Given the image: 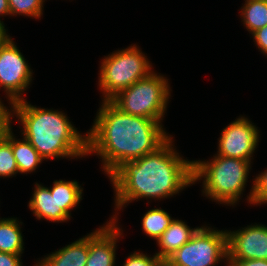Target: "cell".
I'll use <instances>...</instances> for the list:
<instances>
[{"instance_id": "5", "label": "cell", "mask_w": 267, "mask_h": 266, "mask_svg": "<svg viewBox=\"0 0 267 266\" xmlns=\"http://www.w3.org/2000/svg\"><path fill=\"white\" fill-rule=\"evenodd\" d=\"M169 86L168 79L152 72L118 92L109 101L123 113L161 122L171 96Z\"/></svg>"}, {"instance_id": "1", "label": "cell", "mask_w": 267, "mask_h": 266, "mask_svg": "<svg viewBox=\"0 0 267 266\" xmlns=\"http://www.w3.org/2000/svg\"><path fill=\"white\" fill-rule=\"evenodd\" d=\"M94 125L87 132V155L97 154L111 176L123 164L155 152L170 137L157 120L123 113L102 100Z\"/></svg>"}, {"instance_id": "15", "label": "cell", "mask_w": 267, "mask_h": 266, "mask_svg": "<svg viewBox=\"0 0 267 266\" xmlns=\"http://www.w3.org/2000/svg\"><path fill=\"white\" fill-rule=\"evenodd\" d=\"M22 222L16 218H0V252L21 255L24 250Z\"/></svg>"}, {"instance_id": "23", "label": "cell", "mask_w": 267, "mask_h": 266, "mask_svg": "<svg viewBox=\"0 0 267 266\" xmlns=\"http://www.w3.org/2000/svg\"><path fill=\"white\" fill-rule=\"evenodd\" d=\"M163 261L155 254L153 257L140 252L129 255L123 266H159Z\"/></svg>"}, {"instance_id": "18", "label": "cell", "mask_w": 267, "mask_h": 266, "mask_svg": "<svg viewBox=\"0 0 267 266\" xmlns=\"http://www.w3.org/2000/svg\"><path fill=\"white\" fill-rule=\"evenodd\" d=\"M83 188L77 181L56 180V200L58 209H62L71 217V209L77 206L82 200Z\"/></svg>"}, {"instance_id": "30", "label": "cell", "mask_w": 267, "mask_h": 266, "mask_svg": "<svg viewBox=\"0 0 267 266\" xmlns=\"http://www.w3.org/2000/svg\"><path fill=\"white\" fill-rule=\"evenodd\" d=\"M159 266H169L165 261H163Z\"/></svg>"}, {"instance_id": "28", "label": "cell", "mask_w": 267, "mask_h": 266, "mask_svg": "<svg viewBox=\"0 0 267 266\" xmlns=\"http://www.w3.org/2000/svg\"><path fill=\"white\" fill-rule=\"evenodd\" d=\"M10 15L8 0H0V16ZM0 24H4L0 19Z\"/></svg>"}, {"instance_id": "12", "label": "cell", "mask_w": 267, "mask_h": 266, "mask_svg": "<svg viewBox=\"0 0 267 266\" xmlns=\"http://www.w3.org/2000/svg\"><path fill=\"white\" fill-rule=\"evenodd\" d=\"M34 189L28 206L38 220L43 218L51 222H65L70 219L62 209H58L56 180L53 182L52 188L36 183Z\"/></svg>"}, {"instance_id": "8", "label": "cell", "mask_w": 267, "mask_h": 266, "mask_svg": "<svg viewBox=\"0 0 267 266\" xmlns=\"http://www.w3.org/2000/svg\"><path fill=\"white\" fill-rule=\"evenodd\" d=\"M32 70L9 36L0 46V87L4 89L10 105L24 100L21 95L32 81Z\"/></svg>"}, {"instance_id": "16", "label": "cell", "mask_w": 267, "mask_h": 266, "mask_svg": "<svg viewBox=\"0 0 267 266\" xmlns=\"http://www.w3.org/2000/svg\"><path fill=\"white\" fill-rule=\"evenodd\" d=\"M12 151L19 173L27 174L35 171L44 160L27 139L24 137L22 140L16 139L13 132Z\"/></svg>"}, {"instance_id": "13", "label": "cell", "mask_w": 267, "mask_h": 266, "mask_svg": "<svg viewBox=\"0 0 267 266\" xmlns=\"http://www.w3.org/2000/svg\"><path fill=\"white\" fill-rule=\"evenodd\" d=\"M89 234L39 260L41 266H86Z\"/></svg>"}, {"instance_id": "17", "label": "cell", "mask_w": 267, "mask_h": 266, "mask_svg": "<svg viewBox=\"0 0 267 266\" xmlns=\"http://www.w3.org/2000/svg\"><path fill=\"white\" fill-rule=\"evenodd\" d=\"M241 9L243 24L251 34L267 25V0H246Z\"/></svg>"}, {"instance_id": "29", "label": "cell", "mask_w": 267, "mask_h": 266, "mask_svg": "<svg viewBox=\"0 0 267 266\" xmlns=\"http://www.w3.org/2000/svg\"><path fill=\"white\" fill-rule=\"evenodd\" d=\"M5 25L0 24V46L6 41V39L10 36L6 33Z\"/></svg>"}, {"instance_id": "14", "label": "cell", "mask_w": 267, "mask_h": 266, "mask_svg": "<svg viewBox=\"0 0 267 266\" xmlns=\"http://www.w3.org/2000/svg\"><path fill=\"white\" fill-rule=\"evenodd\" d=\"M199 228L200 227L191 229L182 220L173 219L169 227L157 240V245L160 247V251L157 252L156 255L162 261H165L175 251L188 242Z\"/></svg>"}, {"instance_id": "3", "label": "cell", "mask_w": 267, "mask_h": 266, "mask_svg": "<svg viewBox=\"0 0 267 266\" xmlns=\"http://www.w3.org/2000/svg\"><path fill=\"white\" fill-rule=\"evenodd\" d=\"M25 100L11 104L10 117L20 121L23 137L44 160L87 156V134L82 136L64 112L39 108Z\"/></svg>"}, {"instance_id": "22", "label": "cell", "mask_w": 267, "mask_h": 266, "mask_svg": "<svg viewBox=\"0 0 267 266\" xmlns=\"http://www.w3.org/2000/svg\"><path fill=\"white\" fill-rule=\"evenodd\" d=\"M247 200L253 205L267 203V169L256 176Z\"/></svg>"}, {"instance_id": "2", "label": "cell", "mask_w": 267, "mask_h": 266, "mask_svg": "<svg viewBox=\"0 0 267 266\" xmlns=\"http://www.w3.org/2000/svg\"><path fill=\"white\" fill-rule=\"evenodd\" d=\"M172 140L170 137L155 152L123 164L109 177L115 191V210L136 199L172 197L194 184L193 161L183 159Z\"/></svg>"}, {"instance_id": "4", "label": "cell", "mask_w": 267, "mask_h": 266, "mask_svg": "<svg viewBox=\"0 0 267 266\" xmlns=\"http://www.w3.org/2000/svg\"><path fill=\"white\" fill-rule=\"evenodd\" d=\"M213 157L210 161H193V183L203 180L202 192L206 197L234 206L243 194L252 162L220 155Z\"/></svg>"}, {"instance_id": "9", "label": "cell", "mask_w": 267, "mask_h": 266, "mask_svg": "<svg viewBox=\"0 0 267 266\" xmlns=\"http://www.w3.org/2000/svg\"><path fill=\"white\" fill-rule=\"evenodd\" d=\"M259 130L245 116L226 126L219 137L216 155L238 158L251 162L259 142Z\"/></svg>"}, {"instance_id": "7", "label": "cell", "mask_w": 267, "mask_h": 266, "mask_svg": "<svg viewBox=\"0 0 267 266\" xmlns=\"http://www.w3.org/2000/svg\"><path fill=\"white\" fill-rule=\"evenodd\" d=\"M221 259H228L227 230L202 226L165 262L169 266H215Z\"/></svg>"}, {"instance_id": "27", "label": "cell", "mask_w": 267, "mask_h": 266, "mask_svg": "<svg viewBox=\"0 0 267 266\" xmlns=\"http://www.w3.org/2000/svg\"><path fill=\"white\" fill-rule=\"evenodd\" d=\"M228 266H267V260L249 259V260H227Z\"/></svg>"}, {"instance_id": "25", "label": "cell", "mask_w": 267, "mask_h": 266, "mask_svg": "<svg viewBox=\"0 0 267 266\" xmlns=\"http://www.w3.org/2000/svg\"><path fill=\"white\" fill-rule=\"evenodd\" d=\"M21 255L0 252V266H22Z\"/></svg>"}, {"instance_id": "11", "label": "cell", "mask_w": 267, "mask_h": 266, "mask_svg": "<svg viewBox=\"0 0 267 266\" xmlns=\"http://www.w3.org/2000/svg\"><path fill=\"white\" fill-rule=\"evenodd\" d=\"M112 217L106 225L89 234L86 266H115L116 244L122 230L116 225L117 216Z\"/></svg>"}, {"instance_id": "10", "label": "cell", "mask_w": 267, "mask_h": 266, "mask_svg": "<svg viewBox=\"0 0 267 266\" xmlns=\"http://www.w3.org/2000/svg\"><path fill=\"white\" fill-rule=\"evenodd\" d=\"M227 260H267V226L254 224L237 231L227 230Z\"/></svg>"}, {"instance_id": "24", "label": "cell", "mask_w": 267, "mask_h": 266, "mask_svg": "<svg viewBox=\"0 0 267 266\" xmlns=\"http://www.w3.org/2000/svg\"><path fill=\"white\" fill-rule=\"evenodd\" d=\"M256 46L264 55H267V25L252 33Z\"/></svg>"}, {"instance_id": "21", "label": "cell", "mask_w": 267, "mask_h": 266, "mask_svg": "<svg viewBox=\"0 0 267 266\" xmlns=\"http://www.w3.org/2000/svg\"><path fill=\"white\" fill-rule=\"evenodd\" d=\"M45 0H8L10 15H23L40 18Z\"/></svg>"}, {"instance_id": "6", "label": "cell", "mask_w": 267, "mask_h": 266, "mask_svg": "<svg viewBox=\"0 0 267 266\" xmlns=\"http://www.w3.org/2000/svg\"><path fill=\"white\" fill-rule=\"evenodd\" d=\"M148 58L137 45L105 56L100 66L99 88L109 101L121 90L149 76L153 71Z\"/></svg>"}, {"instance_id": "20", "label": "cell", "mask_w": 267, "mask_h": 266, "mask_svg": "<svg viewBox=\"0 0 267 266\" xmlns=\"http://www.w3.org/2000/svg\"><path fill=\"white\" fill-rule=\"evenodd\" d=\"M11 124L4 130L0 137V178L16 175L19 170L12 151Z\"/></svg>"}, {"instance_id": "26", "label": "cell", "mask_w": 267, "mask_h": 266, "mask_svg": "<svg viewBox=\"0 0 267 266\" xmlns=\"http://www.w3.org/2000/svg\"><path fill=\"white\" fill-rule=\"evenodd\" d=\"M10 110L0 100V137L4 130L11 124Z\"/></svg>"}, {"instance_id": "19", "label": "cell", "mask_w": 267, "mask_h": 266, "mask_svg": "<svg viewBox=\"0 0 267 266\" xmlns=\"http://www.w3.org/2000/svg\"><path fill=\"white\" fill-rule=\"evenodd\" d=\"M172 220L173 218L165 210L154 208L142 217V229L150 238L158 240Z\"/></svg>"}]
</instances>
